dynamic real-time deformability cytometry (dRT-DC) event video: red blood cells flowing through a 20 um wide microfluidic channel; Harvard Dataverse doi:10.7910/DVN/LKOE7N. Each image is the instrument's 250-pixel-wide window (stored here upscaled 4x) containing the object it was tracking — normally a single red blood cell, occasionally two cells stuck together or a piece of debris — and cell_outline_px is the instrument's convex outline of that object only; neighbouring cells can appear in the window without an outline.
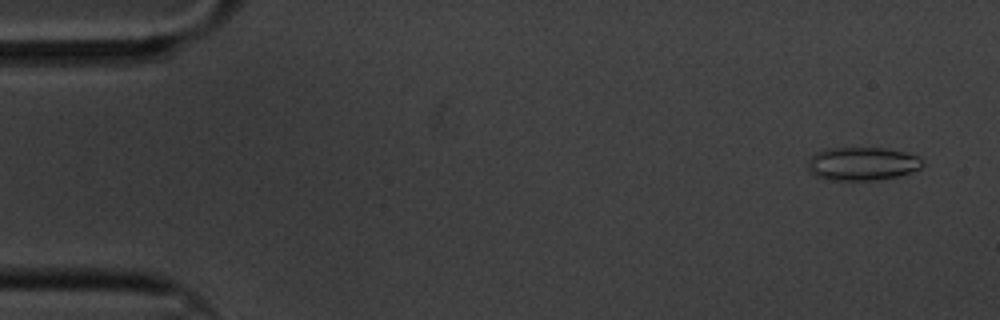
{"species": "common noctule bat (a hibernating species)", "species_latin": "Nyctalus noctula", "temperature_condition": "cold", "stored_images_in_passage": 58, "camera_frame_rate_fps": 3000, "um_per_image_px": 0.085, "animal": {"sex": "male", "body_mass_g": 20.1, "forearm_length_mm": 53.5}, "frame": {"image": 1, "passage_image": 3, "time_ms": 0.667, "image_size_px": [1000, 320], "cell_outline_px": [[924, 164], [920, 168], [896, 176], [880, 180], [824, 180], [808, 172], [808, 160], [816, 152], [828, 148], [884, 148], [904, 152], [916, 156]], "centroid_in_image_um": [73.22, 13.93], "position_along_channel_um": 11.8, "area_um2": 22.2}}
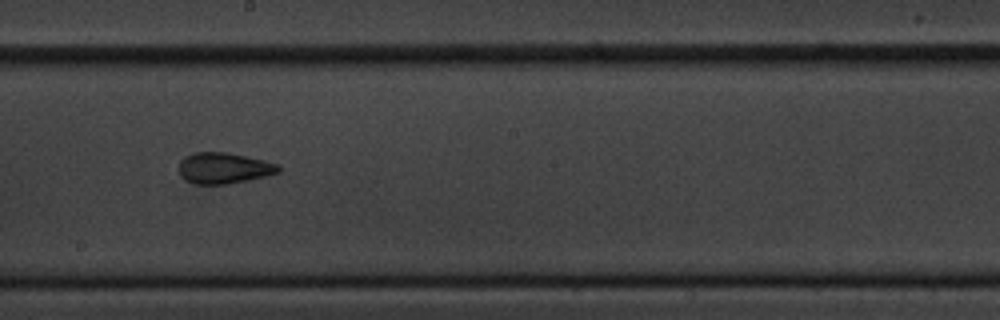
{"frame": {"image": 2, "passage_image": 33, "time_ms": 10.667, "image_size_px": [1000, 320], "cell_outline_px": [[280, 172], [248, 180], [228, 184], [196, 184], [184, 180], [180, 176], [180, 160], [184, 156], [196, 152], [228, 152], [264, 160], [276, 164], [280, 168]], "centroid_in_image_um": [19.0, 14.29], "position_along_channel_um": 229.2, "area_um2": 17.98}}
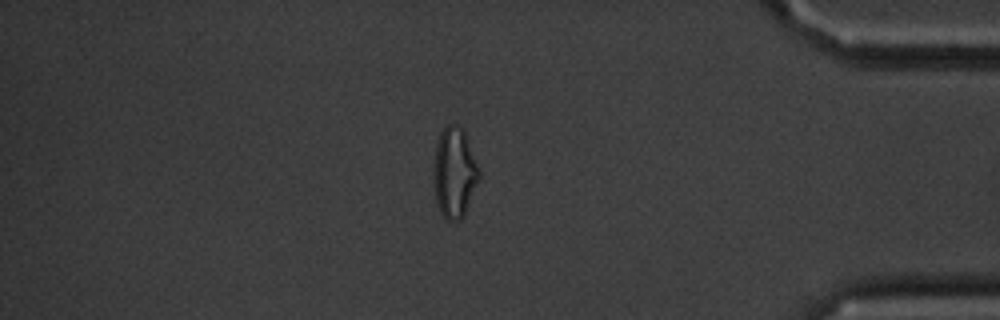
{"frame": {"image": 3, "passage_image": 51, "time_ms": 16.667, "image_size_px": [1000, 320], "cell_outline_px": [[480, 180], [464, 216], [460, 220], [448, 220], [440, 212], [436, 204], [432, 180], [432, 168], [436, 144], [440, 132], [448, 124], [456, 124], [464, 132], [480, 172]], "centroid_in_image_um": [38.59, 14.71], "position_along_channel_um": 396.6, "area_um2": 24.28}, "authors_computed_cell_mechanics": {"area_um2": 19.9699, "velocity_mm_per_s": 3.3264, "shape_relaxation_time_tau1_ms": null, "shape_relaxation_time_tau2_ms": 2.4771, "deformation_change_tau1": null, "deformation_change_tau2": 0.1032}}